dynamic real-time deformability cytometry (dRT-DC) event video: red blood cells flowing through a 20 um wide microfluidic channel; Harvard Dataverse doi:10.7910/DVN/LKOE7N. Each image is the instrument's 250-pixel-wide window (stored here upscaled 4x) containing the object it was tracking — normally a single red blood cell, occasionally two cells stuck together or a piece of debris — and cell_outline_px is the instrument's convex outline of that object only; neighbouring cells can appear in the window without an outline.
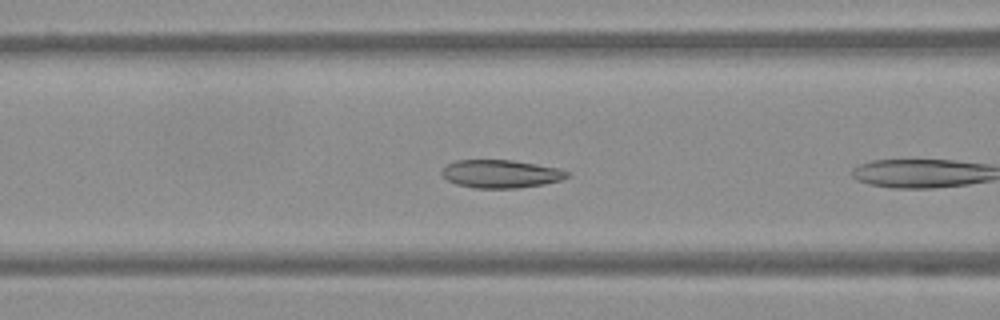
{"species": "Egyptian fruit bat (a non-hibernating species)", "species_latin": "Rousettus aegyptiacus", "temperature_condition": "warm", "stored_images_in_passage": 7, "camera_frame_rate_fps": 3000, "um_per_image_px": 0.085, "frame": {"image": 1, "passage_image": 6, "time_ms": 1.667, "image_size_px": [1000, 320], "cell_outline_px": [[572, 172], [568, 176], [560, 180], [544, 184], [516, 188], [476, 188], [456, 184], [448, 180], [440, 172], [448, 164], [456, 160], [512, 160], [560, 168]], "centroid_in_image_um": [42.6, 14.77], "position_along_channel_um": 124.0, "area_um2": 20.46}}